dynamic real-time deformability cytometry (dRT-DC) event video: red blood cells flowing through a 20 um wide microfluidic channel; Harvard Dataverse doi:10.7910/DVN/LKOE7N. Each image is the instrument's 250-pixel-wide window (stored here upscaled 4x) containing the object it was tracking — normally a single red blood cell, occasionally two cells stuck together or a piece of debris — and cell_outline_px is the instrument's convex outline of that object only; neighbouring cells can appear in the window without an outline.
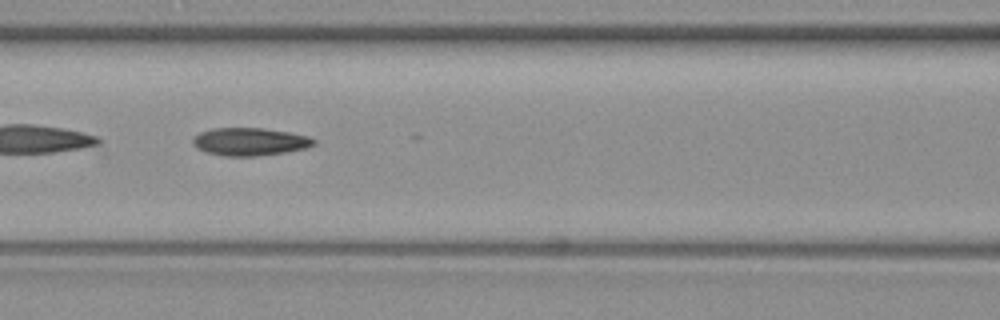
{"species": "common noctule bat (a hibernating species)", "species_latin": "Nyctalus noctula", "temperature_condition": "warm", "stored_images_in_passage": 50, "camera_frame_rate_fps": 3000, "um_per_image_px": 0.085, "animal": {"sex": "female", "body_mass_g": 19.3, "forearm_length_mm": 54.1}, "frame": {"image": 1, "passage_image": 22, "time_ms": 7.0, "image_size_px": [1000, 320], "cell_outline_px": [[316, 144], [308, 148], [284, 152], [256, 156], [224, 156], [208, 152], [196, 148], [192, 144], [192, 140], [200, 132], [212, 128], [264, 128], [288, 132], [308, 136], [316, 140]], "centroid_in_image_um": [21.25, 12.04], "position_along_channel_um": 145.4, "area_um2": 19.59}}
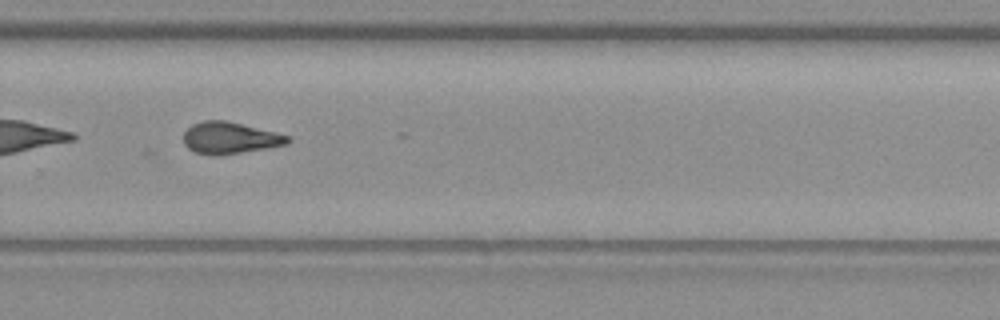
{"frame": {"image": 2, "passage_image": 34, "time_ms": 11.0, "image_size_px": [1000, 320], "cell_outline_px": [[288, 140], [284, 144], [268, 148], [240, 152], [196, 152], [188, 148], [184, 144], [184, 132], [192, 124], [200, 120], [224, 120], [288, 136]], "centroid_in_image_um": [19.48, 11.68], "position_along_channel_um": 310.3, "area_um2": 18.09}}
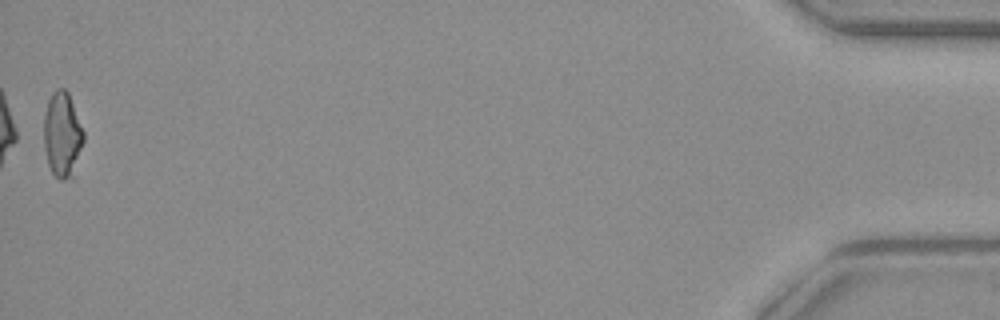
{"frame": {"image": 3, "passage_image": 50, "time_ms": 16.333, "image_size_px": [1000, 320], "cell_outline_px": [[84, 140], [72, 176], [60, 180], [52, 172], [48, 164], [44, 148], [44, 116], [48, 100], [52, 92], [56, 88], [64, 88], [68, 92], [84, 132]], "centroid_in_image_um": [5.28, 11.41], "position_along_channel_um": 429.9, "area_um2": 19.54}, "authors_computed_cell_mechanics": {"area_um2": 19.4497, "velocity_mm_per_s": 4.1358, "shape_relaxation_time_tau1_ms": null, "shape_relaxation_time_tau2_ms": 4.1556, "deformation_change_tau1": null, "deformation_change_tau2": 0.1297}}